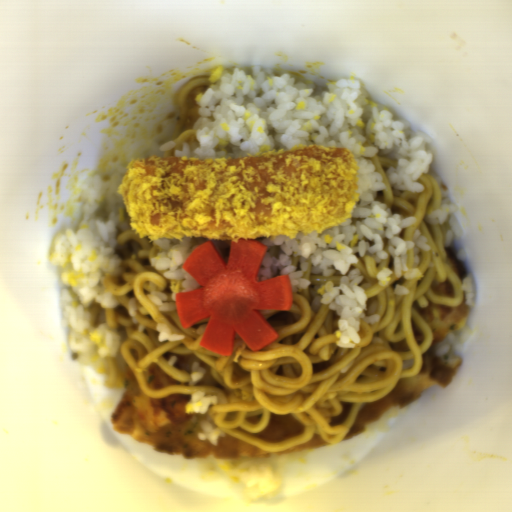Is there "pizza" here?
<instances>
[{"instance_id":"pizza-1","label":"pizza","mask_w":512,"mask_h":512,"mask_svg":"<svg viewBox=\"0 0 512 512\" xmlns=\"http://www.w3.org/2000/svg\"><path fill=\"white\" fill-rule=\"evenodd\" d=\"M192 396L174 394L150 398L141 389L129 365L124 377V390L111 417L114 429L123 435L161 453L188 459H220L270 457L328 444L318 437L279 452H264L229 435L219 436L217 445L201 440L203 434L198 421L208 422L219 429L206 412L186 413L185 406Z\"/></svg>"},{"instance_id":"pizza-2","label":"pizza","mask_w":512,"mask_h":512,"mask_svg":"<svg viewBox=\"0 0 512 512\" xmlns=\"http://www.w3.org/2000/svg\"><path fill=\"white\" fill-rule=\"evenodd\" d=\"M417 313L425 320L432 334V340L423 352L418 375L399 379L387 395L363 403L342 441L364 432L387 411L403 409L417 401L434 384L447 386L463 366V359L456 349L437 355L432 347L444 341L450 331L465 328L469 316V305L465 297L460 305L440 306L430 303L417 309Z\"/></svg>"},{"instance_id":"pizza-3","label":"pizza","mask_w":512,"mask_h":512,"mask_svg":"<svg viewBox=\"0 0 512 512\" xmlns=\"http://www.w3.org/2000/svg\"><path fill=\"white\" fill-rule=\"evenodd\" d=\"M305 425L288 414L270 413V420L265 429L257 432L256 438L267 442H276L298 438Z\"/></svg>"},{"instance_id":"pizza-4","label":"pizza","mask_w":512,"mask_h":512,"mask_svg":"<svg viewBox=\"0 0 512 512\" xmlns=\"http://www.w3.org/2000/svg\"><path fill=\"white\" fill-rule=\"evenodd\" d=\"M181 381L168 375L159 365H151L148 372V386L152 391L178 385Z\"/></svg>"},{"instance_id":"pizza-5","label":"pizza","mask_w":512,"mask_h":512,"mask_svg":"<svg viewBox=\"0 0 512 512\" xmlns=\"http://www.w3.org/2000/svg\"><path fill=\"white\" fill-rule=\"evenodd\" d=\"M446 251L448 253L453 268L455 269L457 274L464 280L465 276L467 275V267L464 261L458 259L457 253L448 248L447 246Z\"/></svg>"}]
</instances>
